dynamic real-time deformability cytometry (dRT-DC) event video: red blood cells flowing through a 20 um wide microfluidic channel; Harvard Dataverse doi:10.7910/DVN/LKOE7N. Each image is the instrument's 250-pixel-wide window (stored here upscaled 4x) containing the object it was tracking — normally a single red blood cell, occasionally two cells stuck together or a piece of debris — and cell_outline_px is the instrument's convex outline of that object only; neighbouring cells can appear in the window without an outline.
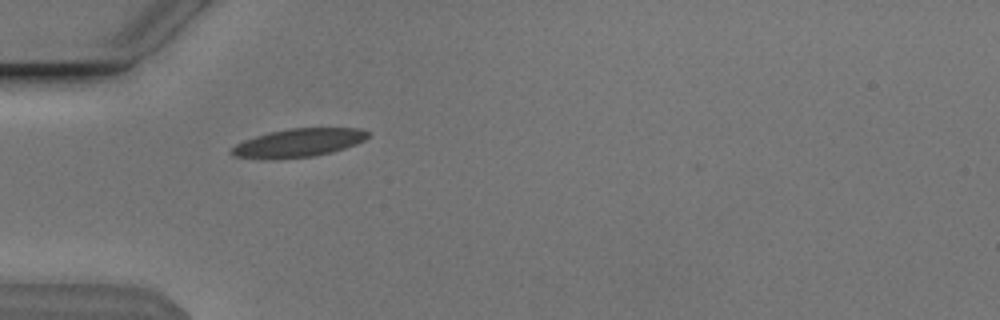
{"species": "Egyptian fruit bat (a non-hibernating species)", "species_latin": "Rousettus aegyptiacus", "temperature_condition": "cold", "stored_images_in_passage": 19, "camera_frame_rate_fps": 3000, "um_per_image_px": 0.085, "animal": {"sex": "male"}, "frame": {"image": 1, "passage_image": 1, "time_ms": 0.0, "image_size_px": [1000, 320], "cell_outline_px": [[368, 136], [364, 140], [356, 144], [332, 152], [312, 156], [272, 160], [260, 160], [236, 156], [228, 152], [236, 144], [244, 140], [256, 136], [288, 128], [360, 128], [368, 132]], "centroid_in_image_um": [25.33, 12.16], "position_along_channel_um": 59.7, "area_um2": 22.6}}
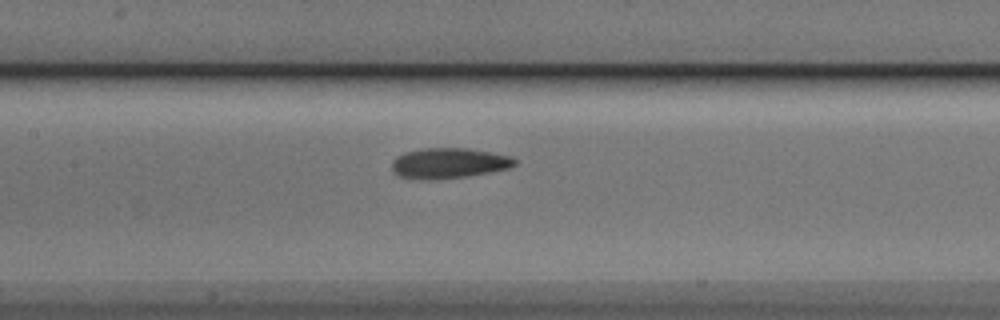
{"frame": {"image": 2, "passage_image": 10, "time_ms": 3.0, "image_size_px": [1000, 320], "cell_outline_px": [[516, 164], [512, 168], [468, 176], [440, 180], [420, 180], [396, 176], [392, 172], [392, 160], [396, 156], [404, 152], [424, 148], [468, 148], [492, 152], [512, 156], [516, 160]], "centroid_in_image_um": [38.13, 13.88], "position_along_channel_um": 169.3, "area_um2": 22.37}}
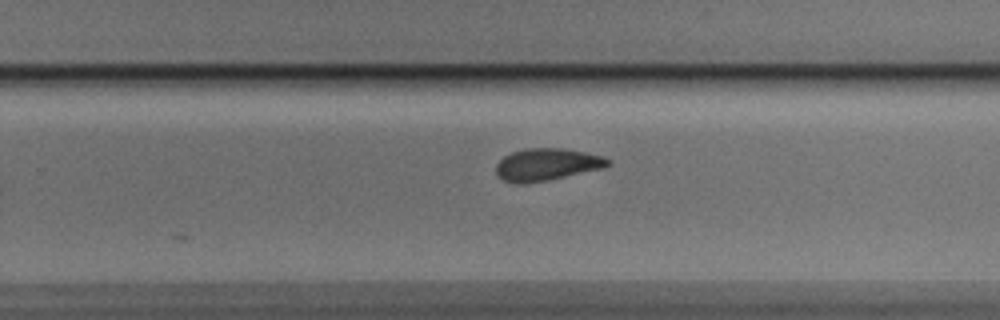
{"frame": {"image": 3, "passage_image": 19, "time_ms": 6.0, "image_size_px": [1000, 320], "cell_outline_px": [[612, 164], [604, 168], [544, 180], [520, 184], [516, 184], [504, 180], [496, 176], [496, 164], [504, 156], [512, 152], [524, 148], [564, 148], [584, 152], [600, 156], [608, 160]], "centroid_in_image_um": [46.43, 13.97], "position_along_channel_um": 283.4, "area_um2": 20.75}}